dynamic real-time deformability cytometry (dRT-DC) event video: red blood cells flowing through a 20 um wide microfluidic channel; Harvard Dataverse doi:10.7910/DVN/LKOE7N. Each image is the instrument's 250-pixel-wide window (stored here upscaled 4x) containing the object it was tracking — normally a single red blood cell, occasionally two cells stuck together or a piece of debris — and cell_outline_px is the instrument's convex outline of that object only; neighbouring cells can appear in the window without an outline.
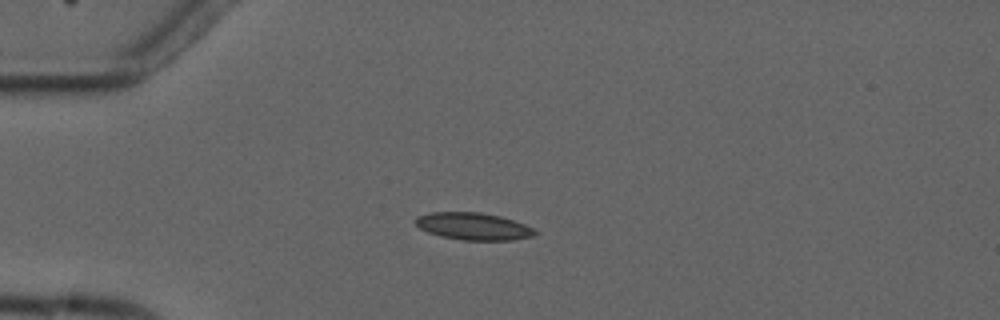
{"species": "common noctule bat (a hibernating species)", "species_latin": "Nyctalus noctula", "temperature_condition": "cold", "stored_images_in_passage": 7, "camera_frame_rate_fps": 3000, "um_per_image_px": 0.085, "animal": {"sex": "male", "forearm_length_mm": 52.5}, "frame": {"image": 1, "passage_image": 3, "time_ms": 3.0, "image_size_px": [1000, 320], "cell_outline_px": [[540, 232], [536, 236], [512, 240], [464, 240], [440, 236], [428, 232], [420, 228], [412, 220], [416, 216], [428, 212], [480, 212], [500, 216], [524, 224]], "centroid_in_image_um": [40.22, 19.23], "position_along_channel_um": 44.8, "area_um2": 19.13}}
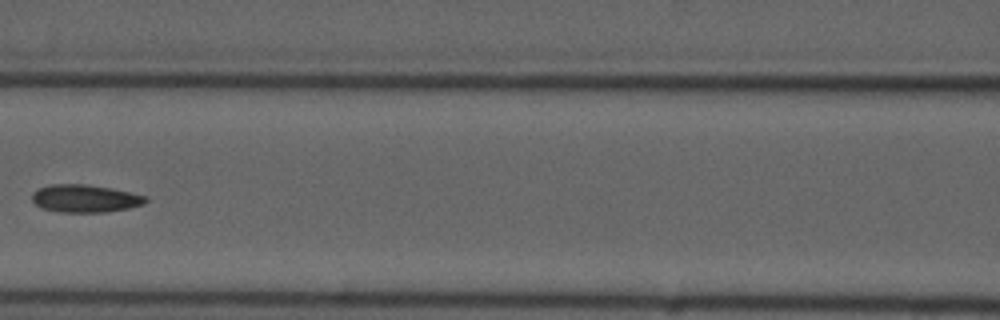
{"frame": {"image": 2, "passage_image": 6, "time_ms": 6.667, "image_size_px": [1000, 320], "cell_outline_px": [[148, 200], [144, 204], [128, 208], [104, 212], [60, 212], [44, 208], [36, 204], [32, 200], [32, 192], [40, 188], [52, 184], [84, 184], [112, 188], [148, 196]], "centroid_in_image_um": [7.26, 16.86], "position_along_channel_um": 159.3, "area_um2": 18.26}}
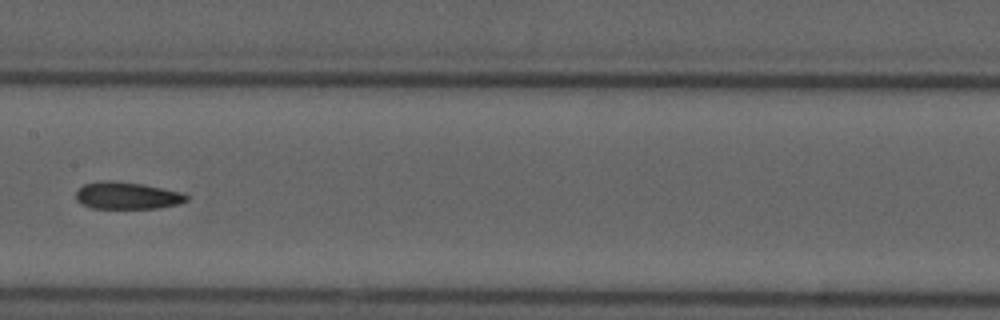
{"frame": {"image": 3, "passage_image": 7, "time_ms": 7.667, "image_size_px": [1000, 320], "cell_outline_px": [[188, 200], [180, 204], [156, 208], [88, 208], [80, 204], [76, 200], [76, 192], [84, 184], [100, 180], [112, 180], [144, 184], [180, 192], [188, 196]], "centroid_in_image_um": [10.77, 16.62], "position_along_channel_um": 196.6, "area_um2": 17.63}}